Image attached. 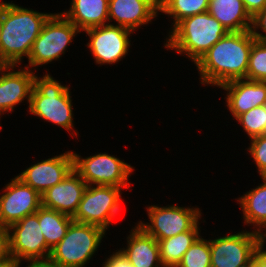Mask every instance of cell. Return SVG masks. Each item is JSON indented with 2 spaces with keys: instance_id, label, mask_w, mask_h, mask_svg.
<instances>
[{
  "instance_id": "cell-15",
  "label": "cell",
  "mask_w": 266,
  "mask_h": 267,
  "mask_svg": "<svg viewBox=\"0 0 266 267\" xmlns=\"http://www.w3.org/2000/svg\"><path fill=\"white\" fill-rule=\"evenodd\" d=\"M14 68H16V65H6L0 71L1 116L6 112H12L15 109L14 107L24 100H27L30 104L35 72L26 67L18 70H14Z\"/></svg>"
},
{
  "instance_id": "cell-25",
  "label": "cell",
  "mask_w": 266,
  "mask_h": 267,
  "mask_svg": "<svg viewBox=\"0 0 266 267\" xmlns=\"http://www.w3.org/2000/svg\"><path fill=\"white\" fill-rule=\"evenodd\" d=\"M209 0H159V12L173 18L174 27L184 18L208 12Z\"/></svg>"
},
{
  "instance_id": "cell-29",
  "label": "cell",
  "mask_w": 266,
  "mask_h": 267,
  "mask_svg": "<svg viewBox=\"0 0 266 267\" xmlns=\"http://www.w3.org/2000/svg\"><path fill=\"white\" fill-rule=\"evenodd\" d=\"M250 141L248 152L258 168L259 176L266 177V134L253 137Z\"/></svg>"
},
{
  "instance_id": "cell-36",
  "label": "cell",
  "mask_w": 266,
  "mask_h": 267,
  "mask_svg": "<svg viewBox=\"0 0 266 267\" xmlns=\"http://www.w3.org/2000/svg\"><path fill=\"white\" fill-rule=\"evenodd\" d=\"M0 267H20V263H18L13 257H8L0 262Z\"/></svg>"
},
{
  "instance_id": "cell-35",
  "label": "cell",
  "mask_w": 266,
  "mask_h": 267,
  "mask_svg": "<svg viewBox=\"0 0 266 267\" xmlns=\"http://www.w3.org/2000/svg\"><path fill=\"white\" fill-rule=\"evenodd\" d=\"M26 267H59L56 263L50 259L45 260H29Z\"/></svg>"
},
{
  "instance_id": "cell-13",
  "label": "cell",
  "mask_w": 266,
  "mask_h": 267,
  "mask_svg": "<svg viewBox=\"0 0 266 267\" xmlns=\"http://www.w3.org/2000/svg\"><path fill=\"white\" fill-rule=\"evenodd\" d=\"M0 196V226L9 228L41 207V195L17 176L10 179Z\"/></svg>"
},
{
  "instance_id": "cell-8",
  "label": "cell",
  "mask_w": 266,
  "mask_h": 267,
  "mask_svg": "<svg viewBox=\"0 0 266 267\" xmlns=\"http://www.w3.org/2000/svg\"><path fill=\"white\" fill-rule=\"evenodd\" d=\"M121 190L117 186L88 185L72 219L107 231L121 209Z\"/></svg>"
},
{
  "instance_id": "cell-31",
  "label": "cell",
  "mask_w": 266,
  "mask_h": 267,
  "mask_svg": "<svg viewBox=\"0 0 266 267\" xmlns=\"http://www.w3.org/2000/svg\"><path fill=\"white\" fill-rule=\"evenodd\" d=\"M102 267H132L126 257L120 250H116V252L109 255L108 258L105 259V262L102 263Z\"/></svg>"
},
{
  "instance_id": "cell-19",
  "label": "cell",
  "mask_w": 266,
  "mask_h": 267,
  "mask_svg": "<svg viewBox=\"0 0 266 267\" xmlns=\"http://www.w3.org/2000/svg\"><path fill=\"white\" fill-rule=\"evenodd\" d=\"M120 251L132 267H163L158 241L138 224L127 237V247Z\"/></svg>"
},
{
  "instance_id": "cell-12",
  "label": "cell",
  "mask_w": 266,
  "mask_h": 267,
  "mask_svg": "<svg viewBox=\"0 0 266 267\" xmlns=\"http://www.w3.org/2000/svg\"><path fill=\"white\" fill-rule=\"evenodd\" d=\"M84 32L90 38L87 47L96 64L111 65L121 61L128 54L131 45L129 37L133 31L109 23Z\"/></svg>"
},
{
  "instance_id": "cell-17",
  "label": "cell",
  "mask_w": 266,
  "mask_h": 267,
  "mask_svg": "<svg viewBox=\"0 0 266 267\" xmlns=\"http://www.w3.org/2000/svg\"><path fill=\"white\" fill-rule=\"evenodd\" d=\"M159 12V0H109V22L114 20L116 26L136 31L156 18Z\"/></svg>"
},
{
  "instance_id": "cell-3",
  "label": "cell",
  "mask_w": 266,
  "mask_h": 267,
  "mask_svg": "<svg viewBox=\"0 0 266 267\" xmlns=\"http://www.w3.org/2000/svg\"><path fill=\"white\" fill-rule=\"evenodd\" d=\"M170 31L164 47L186 55L194 64L228 33L208 12L184 18Z\"/></svg>"
},
{
  "instance_id": "cell-38",
  "label": "cell",
  "mask_w": 266,
  "mask_h": 267,
  "mask_svg": "<svg viewBox=\"0 0 266 267\" xmlns=\"http://www.w3.org/2000/svg\"><path fill=\"white\" fill-rule=\"evenodd\" d=\"M6 66V64L0 59V71Z\"/></svg>"
},
{
  "instance_id": "cell-20",
  "label": "cell",
  "mask_w": 266,
  "mask_h": 267,
  "mask_svg": "<svg viewBox=\"0 0 266 267\" xmlns=\"http://www.w3.org/2000/svg\"><path fill=\"white\" fill-rule=\"evenodd\" d=\"M109 0H72L69 11L61 12L80 31L107 25Z\"/></svg>"
},
{
  "instance_id": "cell-6",
  "label": "cell",
  "mask_w": 266,
  "mask_h": 267,
  "mask_svg": "<svg viewBox=\"0 0 266 267\" xmlns=\"http://www.w3.org/2000/svg\"><path fill=\"white\" fill-rule=\"evenodd\" d=\"M81 31L70 22L61 12L52 13L45 21L40 34L33 43L28 65L33 69L52 61L59 60L65 53L68 45Z\"/></svg>"
},
{
  "instance_id": "cell-27",
  "label": "cell",
  "mask_w": 266,
  "mask_h": 267,
  "mask_svg": "<svg viewBox=\"0 0 266 267\" xmlns=\"http://www.w3.org/2000/svg\"><path fill=\"white\" fill-rule=\"evenodd\" d=\"M246 80L266 81V43L254 40L248 61Z\"/></svg>"
},
{
  "instance_id": "cell-7",
  "label": "cell",
  "mask_w": 266,
  "mask_h": 267,
  "mask_svg": "<svg viewBox=\"0 0 266 267\" xmlns=\"http://www.w3.org/2000/svg\"><path fill=\"white\" fill-rule=\"evenodd\" d=\"M73 169L87 185H104L129 188V176L134 168L130 164L108 153H98L82 158L72 152Z\"/></svg>"
},
{
  "instance_id": "cell-10",
  "label": "cell",
  "mask_w": 266,
  "mask_h": 267,
  "mask_svg": "<svg viewBox=\"0 0 266 267\" xmlns=\"http://www.w3.org/2000/svg\"><path fill=\"white\" fill-rule=\"evenodd\" d=\"M150 223L138 222L157 241L191 230L201 219L200 208L176 205L146 207Z\"/></svg>"
},
{
  "instance_id": "cell-16",
  "label": "cell",
  "mask_w": 266,
  "mask_h": 267,
  "mask_svg": "<svg viewBox=\"0 0 266 267\" xmlns=\"http://www.w3.org/2000/svg\"><path fill=\"white\" fill-rule=\"evenodd\" d=\"M87 186L81 176L72 169L60 183L41 194V206L73 217Z\"/></svg>"
},
{
  "instance_id": "cell-24",
  "label": "cell",
  "mask_w": 266,
  "mask_h": 267,
  "mask_svg": "<svg viewBox=\"0 0 266 267\" xmlns=\"http://www.w3.org/2000/svg\"><path fill=\"white\" fill-rule=\"evenodd\" d=\"M36 214L39 225L45 237L47 246L54 248L66 235L70 224L74 221L71 216L41 206Z\"/></svg>"
},
{
  "instance_id": "cell-1",
  "label": "cell",
  "mask_w": 266,
  "mask_h": 267,
  "mask_svg": "<svg viewBox=\"0 0 266 267\" xmlns=\"http://www.w3.org/2000/svg\"><path fill=\"white\" fill-rule=\"evenodd\" d=\"M254 40L250 30L228 32L195 64L200 83L219 87L232 80L245 79Z\"/></svg>"
},
{
  "instance_id": "cell-30",
  "label": "cell",
  "mask_w": 266,
  "mask_h": 267,
  "mask_svg": "<svg viewBox=\"0 0 266 267\" xmlns=\"http://www.w3.org/2000/svg\"><path fill=\"white\" fill-rule=\"evenodd\" d=\"M259 29L261 31H258ZM250 31L255 40L266 43V7L252 17Z\"/></svg>"
},
{
  "instance_id": "cell-23",
  "label": "cell",
  "mask_w": 266,
  "mask_h": 267,
  "mask_svg": "<svg viewBox=\"0 0 266 267\" xmlns=\"http://www.w3.org/2000/svg\"><path fill=\"white\" fill-rule=\"evenodd\" d=\"M199 222L189 231L158 240L160 261L163 267H177L183 255L200 236Z\"/></svg>"
},
{
  "instance_id": "cell-37",
  "label": "cell",
  "mask_w": 266,
  "mask_h": 267,
  "mask_svg": "<svg viewBox=\"0 0 266 267\" xmlns=\"http://www.w3.org/2000/svg\"><path fill=\"white\" fill-rule=\"evenodd\" d=\"M1 30H2V17H1V2H0V37H1Z\"/></svg>"
},
{
  "instance_id": "cell-33",
  "label": "cell",
  "mask_w": 266,
  "mask_h": 267,
  "mask_svg": "<svg viewBox=\"0 0 266 267\" xmlns=\"http://www.w3.org/2000/svg\"><path fill=\"white\" fill-rule=\"evenodd\" d=\"M246 11L253 17L266 7V0H242Z\"/></svg>"
},
{
  "instance_id": "cell-2",
  "label": "cell",
  "mask_w": 266,
  "mask_h": 267,
  "mask_svg": "<svg viewBox=\"0 0 266 267\" xmlns=\"http://www.w3.org/2000/svg\"><path fill=\"white\" fill-rule=\"evenodd\" d=\"M12 2L1 1L0 59L6 65L18 67L24 56L29 57L34 41L52 13H41Z\"/></svg>"
},
{
  "instance_id": "cell-21",
  "label": "cell",
  "mask_w": 266,
  "mask_h": 267,
  "mask_svg": "<svg viewBox=\"0 0 266 267\" xmlns=\"http://www.w3.org/2000/svg\"><path fill=\"white\" fill-rule=\"evenodd\" d=\"M208 13L228 32L251 30L252 17L246 11L242 0H209Z\"/></svg>"
},
{
  "instance_id": "cell-4",
  "label": "cell",
  "mask_w": 266,
  "mask_h": 267,
  "mask_svg": "<svg viewBox=\"0 0 266 267\" xmlns=\"http://www.w3.org/2000/svg\"><path fill=\"white\" fill-rule=\"evenodd\" d=\"M69 90L48 73L43 77L35 75L29 113L71 132L74 114Z\"/></svg>"
},
{
  "instance_id": "cell-11",
  "label": "cell",
  "mask_w": 266,
  "mask_h": 267,
  "mask_svg": "<svg viewBox=\"0 0 266 267\" xmlns=\"http://www.w3.org/2000/svg\"><path fill=\"white\" fill-rule=\"evenodd\" d=\"M7 230L9 256L18 263L49 259L51 249L46 244L36 213L25 216Z\"/></svg>"
},
{
  "instance_id": "cell-9",
  "label": "cell",
  "mask_w": 266,
  "mask_h": 267,
  "mask_svg": "<svg viewBox=\"0 0 266 267\" xmlns=\"http://www.w3.org/2000/svg\"><path fill=\"white\" fill-rule=\"evenodd\" d=\"M210 242L211 267H251L264 236L253 230L218 237Z\"/></svg>"
},
{
  "instance_id": "cell-18",
  "label": "cell",
  "mask_w": 266,
  "mask_h": 267,
  "mask_svg": "<svg viewBox=\"0 0 266 267\" xmlns=\"http://www.w3.org/2000/svg\"><path fill=\"white\" fill-rule=\"evenodd\" d=\"M227 91L226 106L235 119L252 108L266 104V83L236 79L219 86Z\"/></svg>"
},
{
  "instance_id": "cell-34",
  "label": "cell",
  "mask_w": 266,
  "mask_h": 267,
  "mask_svg": "<svg viewBox=\"0 0 266 267\" xmlns=\"http://www.w3.org/2000/svg\"><path fill=\"white\" fill-rule=\"evenodd\" d=\"M266 241H264L263 246L256 253L251 267H266Z\"/></svg>"
},
{
  "instance_id": "cell-22",
  "label": "cell",
  "mask_w": 266,
  "mask_h": 267,
  "mask_svg": "<svg viewBox=\"0 0 266 267\" xmlns=\"http://www.w3.org/2000/svg\"><path fill=\"white\" fill-rule=\"evenodd\" d=\"M263 183L247 191L237 201L243 211L245 224L253 225V231L266 235V177H261ZM265 231V233L263 232Z\"/></svg>"
},
{
  "instance_id": "cell-28",
  "label": "cell",
  "mask_w": 266,
  "mask_h": 267,
  "mask_svg": "<svg viewBox=\"0 0 266 267\" xmlns=\"http://www.w3.org/2000/svg\"><path fill=\"white\" fill-rule=\"evenodd\" d=\"M236 120L242 125L249 139L266 134V104L250 109Z\"/></svg>"
},
{
  "instance_id": "cell-14",
  "label": "cell",
  "mask_w": 266,
  "mask_h": 267,
  "mask_svg": "<svg viewBox=\"0 0 266 267\" xmlns=\"http://www.w3.org/2000/svg\"><path fill=\"white\" fill-rule=\"evenodd\" d=\"M73 169L72 151L31 164L17 177L40 195L60 183Z\"/></svg>"
},
{
  "instance_id": "cell-32",
  "label": "cell",
  "mask_w": 266,
  "mask_h": 267,
  "mask_svg": "<svg viewBox=\"0 0 266 267\" xmlns=\"http://www.w3.org/2000/svg\"><path fill=\"white\" fill-rule=\"evenodd\" d=\"M9 256L8 230L0 226V262Z\"/></svg>"
},
{
  "instance_id": "cell-5",
  "label": "cell",
  "mask_w": 266,
  "mask_h": 267,
  "mask_svg": "<svg viewBox=\"0 0 266 267\" xmlns=\"http://www.w3.org/2000/svg\"><path fill=\"white\" fill-rule=\"evenodd\" d=\"M105 234L101 227L73 221L66 235L51 249L49 259L59 267H85Z\"/></svg>"
},
{
  "instance_id": "cell-26",
  "label": "cell",
  "mask_w": 266,
  "mask_h": 267,
  "mask_svg": "<svg viewBox=\"0 0 266 267\" xmlns=\"http://www.w3.org/2000/svg\"><path fill=\"white\" fill-rule=\"evenodd\" d=\"M210 242L199 236L189 247L177 267H211Z\"/></svg>"
}]
</instances>
